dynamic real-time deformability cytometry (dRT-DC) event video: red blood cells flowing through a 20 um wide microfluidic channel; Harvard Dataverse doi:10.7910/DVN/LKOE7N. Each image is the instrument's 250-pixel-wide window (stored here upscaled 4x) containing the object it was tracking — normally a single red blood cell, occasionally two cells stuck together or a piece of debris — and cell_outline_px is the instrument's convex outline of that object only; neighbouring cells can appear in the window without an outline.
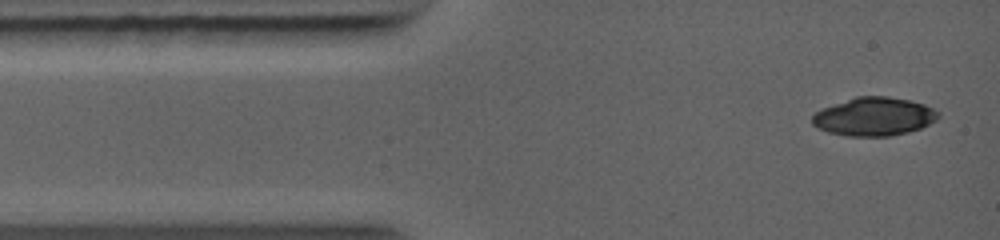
{"species": "common noctule bat (a hibernating species)", "species_latin": "Nyctalus noctula", "temperature_condition": "warm", "stored_images_in_passage": 5, "camera_frame_rate_fps": 5000, "um_per_image_px": 0.085, "animal": {"sex": "female", "body_mass_g": 19.0, "forearm_length_mm": 56.7}, "frame": {"image": 1, "passage_image": 1, "time_ms": 0.0, "image_size_px": [1000, 240], "cell_outline_px": [[940, 116], [936, 120], [920, 128], [908, 132], [892, 136], [848, 136], [828, 132], [812, 124], [812, 116], [820, 108], [856, 96], [888, 96], [908, 100], [924, 104], [940, 112]], "centroid_in_image_um": [74.29, 9.9], "position_along_channel_um": 10.7, "area_um2": 28.26}}